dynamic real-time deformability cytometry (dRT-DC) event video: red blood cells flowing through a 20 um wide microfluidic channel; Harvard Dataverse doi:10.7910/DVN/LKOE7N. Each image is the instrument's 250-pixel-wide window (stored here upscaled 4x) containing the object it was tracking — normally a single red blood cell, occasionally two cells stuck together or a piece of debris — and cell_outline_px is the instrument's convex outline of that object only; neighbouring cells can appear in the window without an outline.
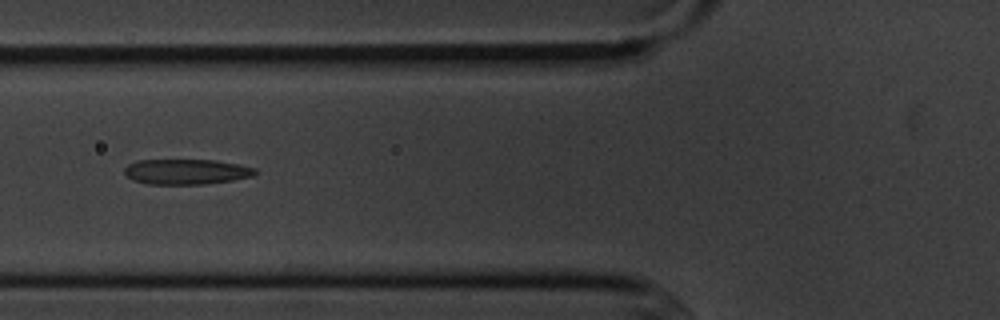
{"species": "common noctule bat (a hibernating species)", "species_latin": "Nyctalus noctula", "temperature_condition": "cold", "stored_images_in_passage": 6, "camera_frame_rate_fps": 3000, "um_per_image_px": 0.085, "animal": {"sex": "male", "body_mass_g": 20.1, "forearm_length_mm": 53.5}, "frame": {"image": 1, "passage_image": 4, "time_ms": 4.333, "image_size_px": [1000, 320], "cell_outline_px": [[256, 172], [252, 176], [232, 180], [204, 184], [148, 184], [132, 180], [124, 172], [124, 168], [128, 164], [136, 160], [216, 160], [240, 164], [256, 168]], "centroid_in_image_um": [15.82, 14.59], "position_along_channel_um": 110.0, "area_um2": 19.31}}
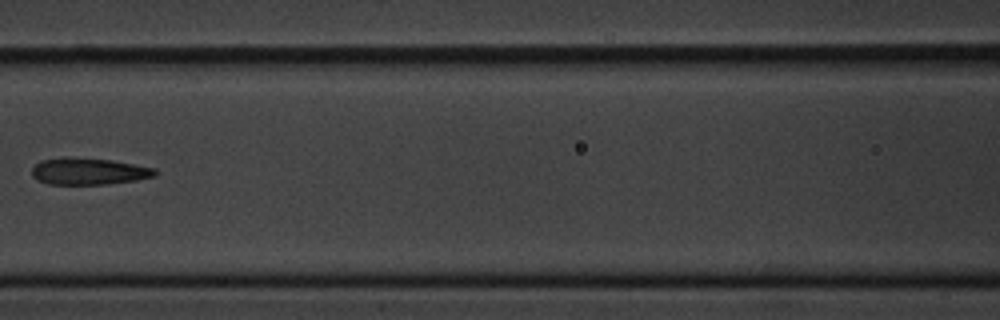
{"frame": {"image": 2, "passage_image": 5, "time_ms": 5.667, "image_size_px": [1000, 320], "cell_outline_px": [[156, 176], [136, 180], [108, 184], [48, 184], [36, 180], [32, 176], [32, 168], [40, 160], [64, 156], [68, 156], [112, 160], [156, 168]], "centroid_in_image_um": [7.51, 14.55], "position_along_channel_um": 159.1, "area_um2": 19.48}}
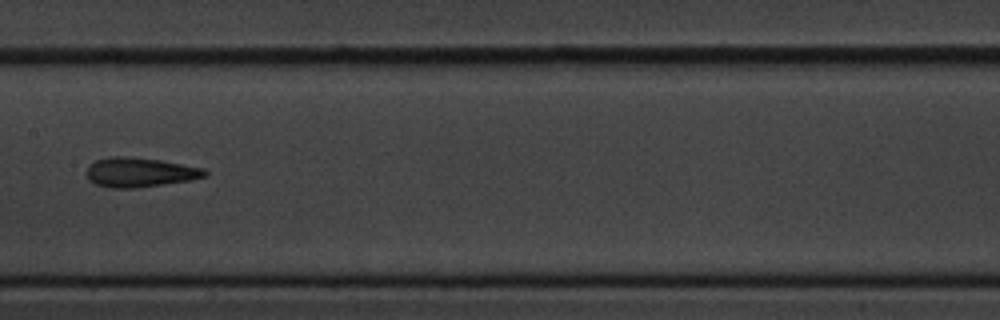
{"frame": {"image": 3, "passage_image": 6, "time_ms": 6.667, "image_size_px": [1000, 320], "cell_outline_px": [[208, 176], [192, 180], [136, 188], [108, 188], [96, 184], [88, 180], [84, 172], [88, 164], [96, 160], [108, 156], [128, 156], [160, 160], [204, 168], [208, 172]], "centroid_in_image_um": [11.84, 14.64], "position_along_channel_um": 195.6, "area_um2": 20.75}}